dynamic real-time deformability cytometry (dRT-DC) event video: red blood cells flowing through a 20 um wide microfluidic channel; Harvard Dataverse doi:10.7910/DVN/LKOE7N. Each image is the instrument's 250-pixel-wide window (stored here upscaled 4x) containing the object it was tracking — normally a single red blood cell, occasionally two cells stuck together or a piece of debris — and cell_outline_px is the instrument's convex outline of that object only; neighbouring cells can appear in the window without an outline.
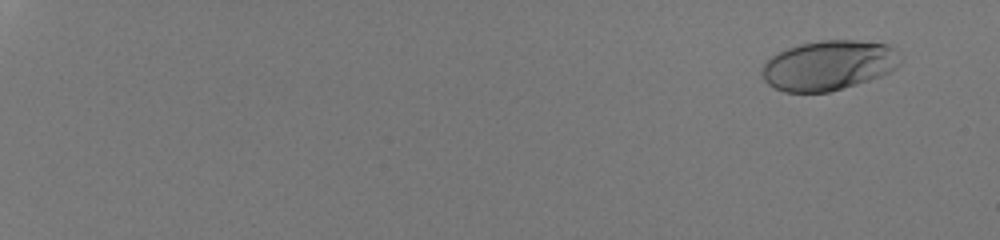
{"species": "human", "species_latin": "Homo sapiens", "temperature_condition": "room temperature", "stored_images_in_passage": 56, "camera_frame_rate_fps": 3000, "um_per_image_px": 0.085, "donor": {"sex": "male"}, "frame": {"image": 1, "passage_image": 5, "time_ms": 1.333, "image_size_px": [1000, 240], "cell_outline_px": [[900, 64], [896, 68], [880, 76], [856, 84], [828, 92], [784, 92], [768, 84], [764, 80], [760, 72], [764, 64], [772, 56], [788, 48], [800, 44], [820, 40], [856, 40], [888, 44], [900, 56]], "centroid_in_image_um": [70.42, 5.55], "position_along_channel_um": 14.6, "area_um2": 39.94}}
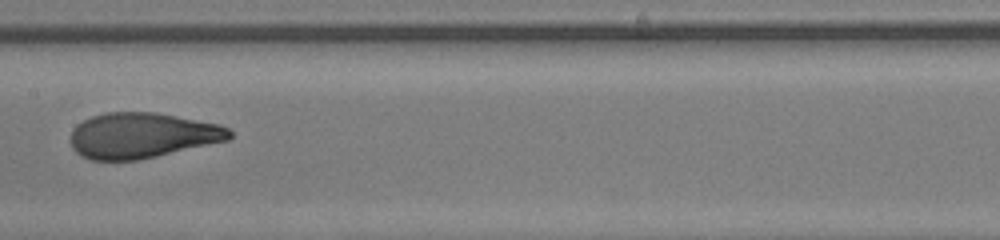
{"frame": {"image": 2, "passage_image": 35, "time_ms": 11.333, "image_size_px": [1000, 240], "cell_outline_px": [[232, 136], [228, 140], [156, 156], [136, 160], [92, 160], [80, 156], [72, 148], [72, 128], [76, 124], [92, 116], [104, 112], [156, 112], [220, 124], [228, 128], [232, 132]], "centroid_in_image_um": [12.06, 11.5], "position_along_channel_um": 195.3, "area_um2": 42.08}}
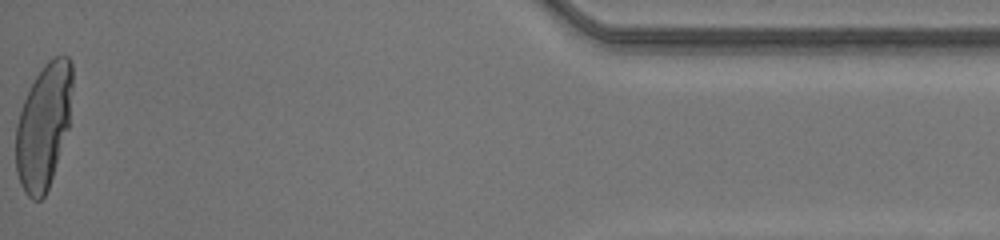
{"frame": {"image": 3, "passage_image": 56, "time_ms": 18.333, "image_size_px": [1000, 240], "cell_outline_px": [[72, 88], [68, 128], [48, 188], [44, 196], [40, 200], [32, 200], [24, 192], [20, 184], [16, 172], [16, 124], [24, 100], [36, 76], [44, 64], [48, 60], [56, 56], [68, 56], [72, 64]], "centroid_in_image_um": [3.69, 10.72], "position_along_channel_um": 431.5, "area_um2": 40.81}, "authors_computed_cell_mechanics": {"area_um2": 40.9224, "velocity_mm_per_s": 4.2281, "shape_relaxation_time_tau1_ms": 5.3636, "shape_relaxation_time_tau2_ms": null, "deformation_change_tau1": 0.253, "deformation_change_tau2": null}}